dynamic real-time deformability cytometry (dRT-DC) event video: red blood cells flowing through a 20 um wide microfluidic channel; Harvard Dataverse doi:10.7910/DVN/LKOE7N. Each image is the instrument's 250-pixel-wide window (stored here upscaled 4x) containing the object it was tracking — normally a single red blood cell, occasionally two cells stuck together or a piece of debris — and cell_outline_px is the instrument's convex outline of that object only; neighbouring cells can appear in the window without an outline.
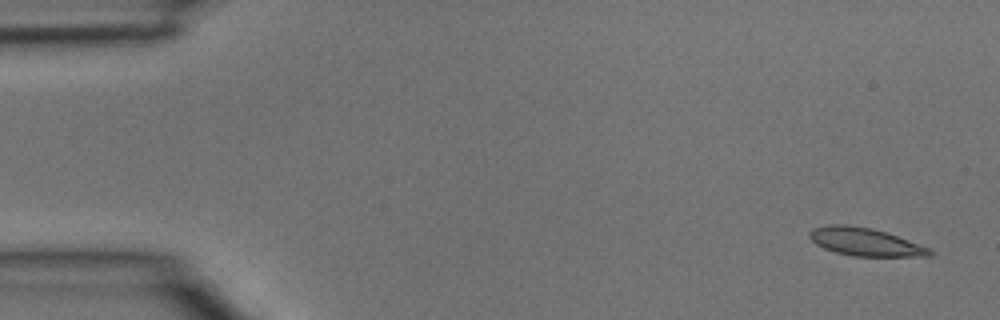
{"species": "common noctule bat (a hibernating species)", "species_latin": "Nyctalus noctula", "temperature_condition": "room temperature", "stored_images_in_passage": 5, "camera_frame_rate_fps": 3000, "um_per_image_px": 0.085, "animal": {"sex": "male", "body_mass_g": 15.6}, "frame": {"image": 1, "passage_image": 1, "time_ms": 0.0, "image_size_px": [1000, 320], "cell_outline_px": [[936, 252], [932, 256], [852, 256], [836, 252], [824, 248], [816, 244], [808, 236], [808, 232], [812, 228], [828, 224], [844, 224], [872, 228], [908, 240], [928, 248]], "centroid_in_image_um": [73.5, 20.56], "position_along_channel_um": 11.5, "area_um2": 19.48}}
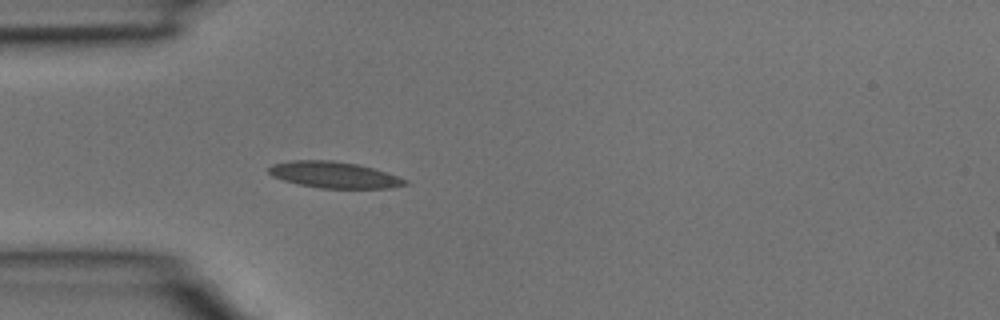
{"frame": {"image": 2, "passage_image": 4, "time_ms": 1.0, "image_size_px": [1000, 320], "cell_outline_px": [[408, 184], [392, 188], [320, 188], [300, 184], [284, 180], [272, 176], [268, 172], [268, 168], [272, 164], [292, 160], [332, 160], [356, 164], [372, 168], [408, 180]], "centroid_in_image_um": [28.38, 14.86], "position_along_channel_um": 56.6, "area_um2": 20.69}}